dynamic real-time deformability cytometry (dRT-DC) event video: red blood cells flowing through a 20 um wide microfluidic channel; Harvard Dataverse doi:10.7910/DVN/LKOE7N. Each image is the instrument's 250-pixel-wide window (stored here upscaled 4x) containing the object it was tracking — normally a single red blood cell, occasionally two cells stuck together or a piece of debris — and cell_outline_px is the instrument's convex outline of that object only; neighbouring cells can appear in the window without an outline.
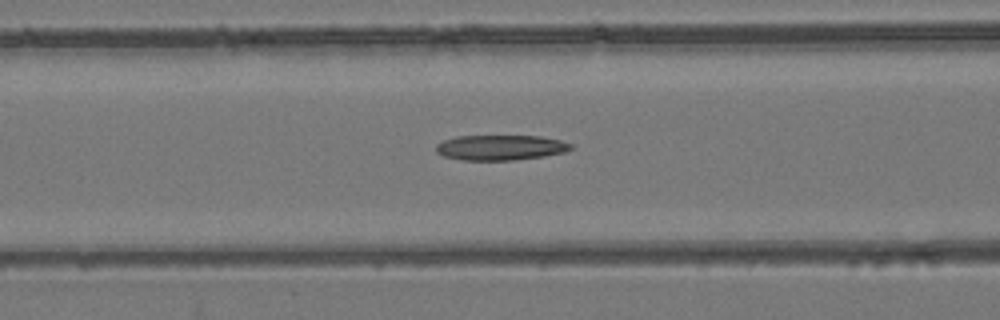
{"species": "common noctule bat (a hibernating species)", "species_latin": "Nyctalus noctula", "temperature_condition": "room temperature", "stored_images_in_passage": 56, "camera_frame_rate_fps": 3000, "um_per_image_px": 0.085, "animal": {"sex": "female", "body_mass_g": 24.6, "forearm_length_mm": 56.2}, "frame": {"image": 1, "passage_image": 23, "time_ms": 7.333, "image_size_px": [1000, 320], "cell_outline_px": [[572, 148], [564, 152], [544, 156], [512, 160], [460, 160], [444, 156], [436, 152], [436, 144], [444, 140], [456, 136], [540, 136], [560, 140], [572, 144]], "centroid_in_image_um": [42.52, 12.54], "position_along_channel_um": 124.1, "area_um2": 19.77}}
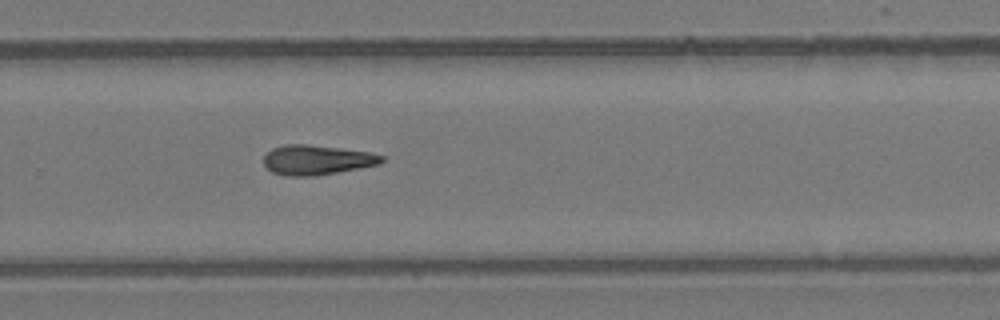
{"frame": {"image": 2, "passage_image": 37, "time_ms": 12.0, "image_size_px": [1000, 320], "cell_outline_px": [[384, 160], [380, 164], [360, 168], [316, 176], [284, 176], [272, 172], [264, 164], [264, 156], [272, 148], [284, 144], [304, 144], [368, 152], [384, 156]], "centroid_in_image_um": [26.91, 13.6], "position_along_channel_um": 302.9, "area_um2": 20.35}}
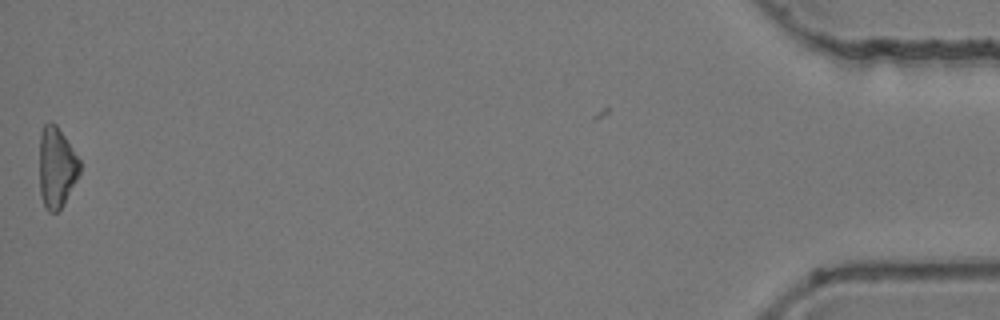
{"frame": {"image": 3, "passage_image": 55, "time_ms": 18.0, "image_size_px": [1000, 320], "cell_outline_px": [[80, 172], [64, 204], [56, 212], [48, 212], [44, 208], [40, 196], [40, 132], [44, 124], [48, 120], [56, 124], [80, 160]], "centroid_in_image_um": [4.79, 14.23], "position_along_channel_um": 430.4, "area_um2": 19.02}}